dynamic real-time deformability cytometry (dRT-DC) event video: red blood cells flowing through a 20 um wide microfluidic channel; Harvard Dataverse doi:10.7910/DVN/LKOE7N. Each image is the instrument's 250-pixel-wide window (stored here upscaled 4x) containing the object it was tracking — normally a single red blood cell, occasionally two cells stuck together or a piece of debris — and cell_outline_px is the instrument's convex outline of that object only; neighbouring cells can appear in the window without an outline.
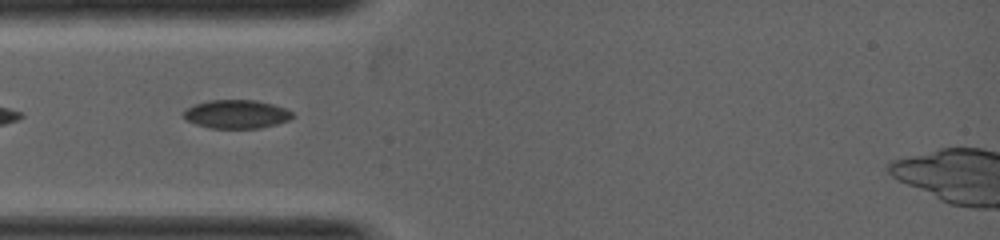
{"species": "common noctule bat (a hibernating species)", "species_latin": "Nyctalus noctula", "temperature_condition": "warm", "stored_images_in_passage": 1, "camera_frame_rate_fps": 5000, "um_per_image_px": 0.085, "animal": {"sex": "female", "body_mass_g": 19.0, "forearm_length_mm": 53.3}, "frame": {"image": 1, "passage_image": 1, "time_ms": 0.0, "image_size_px": [1000, 240], "cell_outline_px": [[296, 116], [288, 120], [276, 124], [260, 128], [212, 128], [196, 124], [188, 120], [180, 112], [184, 108], [192, 104], [208, 100], [256, 100], [272, 104], [284, 108], [292, 112]], "centroid_in_image_um": [20.06, 9.69], "position_along_channel_um": 64.9, "area_um2": 18.26}}